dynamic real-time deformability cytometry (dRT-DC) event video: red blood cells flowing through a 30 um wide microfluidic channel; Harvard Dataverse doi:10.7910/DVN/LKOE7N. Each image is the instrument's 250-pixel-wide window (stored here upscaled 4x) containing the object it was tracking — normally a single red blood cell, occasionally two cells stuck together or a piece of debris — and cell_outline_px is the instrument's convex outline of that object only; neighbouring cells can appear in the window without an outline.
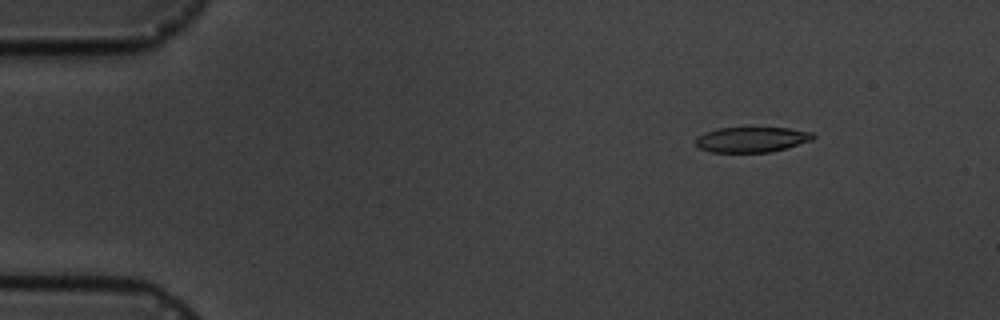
{"species": "common noctule bat (a hibernating species)", "species_latin": "Nyctalus noctula", "temperature_condition": "cold", "stored_images_in_passage": 7, "camera_frame_rate_fps": 3000, "um_per_image_px": 0.085, "animal": {"sex": "male", "body_mass_g": 19.5, "forearm_length_mm": 54.6}, "frame": {"image": 1, "passage_image": 2, "time_ms": 1.0, "image_size_px": [1000, 320], "cell_outline_px": [[816, 136], [812, 140], [772, 152], [712, 152], [700, 148], [696, 144], [696, 136], [704, 132], [716, 128], [788, 128], [812, 132]], "centroid_in_image_um": [63.88, 11.86], "position_along_channel_um": 21.1, "area_um2": 17.28}}
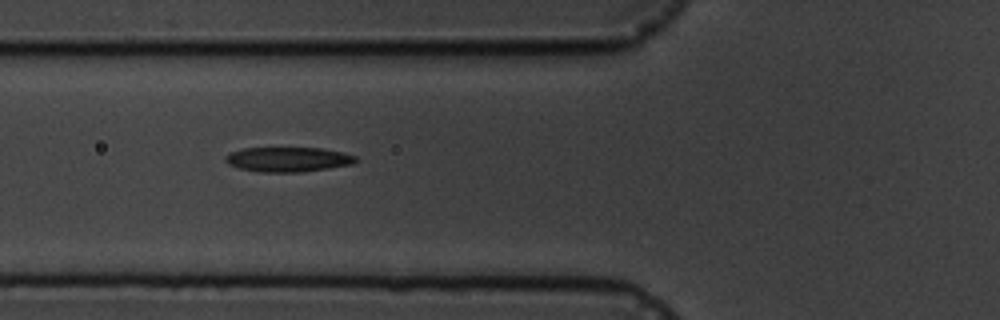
{"frame": {"image": 2, "passage_image": 6, "time_ms": 5.667, "image_size_px": [1000, 320], "cell_outline_px": [[360, 160], [352, 164], [328, 168], [300, 172], [260, 172], [240, 168], [228, 164], [224, 160], [224, 156], [232, 152], [244, 148], [320, 148], [344, 152], [356, 156]], "centroid_in_image_um": [24.51, 13.55], "position_along_channel_um": 101.3, "area_um2": 18.79}}
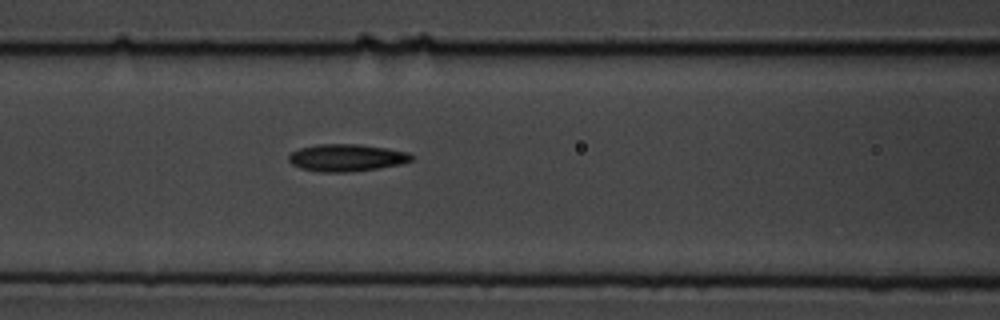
{"frame": {"image": 3, "passage_image": 7, "time_ms": 6.667, "image_size_px": [1000, 320], "cell_outline_px": [[412, 160], [400, 164], [380, 168], [348, 172], [320, 172], [300, 168], [292, 164], [288, 160], [288, 156], [292, 152], [300, 148], [316, 144], [360, 144], [388, 148], [408, 152], [412, 156]], "centroid_in_image_um": [29.45, 13.4], "position_along_channel_um": 137.2, "area_um2": 19.54}}